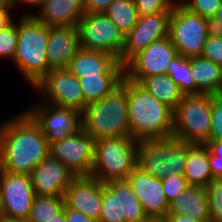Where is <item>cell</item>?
<instances>
[{"mask_svg": "<svg viewBox=\"0 0 222 222\" xmlns=\"http://www.w3.org/2000/svg\"><path fill=\"white\" fill-rule=\"evenodd\" d=\"M104 185L91 176H77L64 193V205L98 222Z\"/></svg>", "mask_w": 222, "mask_h": 222, "instance_id": "cell-16", "label": "cell"}, {"mask_svg": "<svg viewBox=\"0 0 222 222\" xmlns=\"http://www.w3.org/2000/svg\"><path fill=\"white\" fill-rule=\"evenodd\" d=\"M212 31L210 20L189 11L177 1L171 10L168 37L179 55L186 58L201 56Z\"/></svg>", "mask_w": 222, "mask_h": 222, "instance_id": "cell-8", "label": "cell"}, {"mask_svg": "<svg viewBox=\"0 0 222 222\" xmlns=\"http://www.w3.org/2000/svg\"><path fill=\"white\" fill-rule=\"evenodd\" d=\"M79 49L77 25L48 27L46 55L50 69L67 68Z\"/></svg>", "mask_w": 222, "mask_h": 222, "instance_id": "cell-19", "label": "cell"}, {"mask_svg": "<svg viewBox=\"0 0 222 222\" xmlns=\"http://www.w3.org/2000/svg\"><path fill=\"white\" fill-rule=\"evenodd\" d=\"M201 56L222 66V34L212 31L203 47Z\"/></svg>", "mask_w": 222, "mask_h": 222, "instance_id": "cell-36", "label": "cell"}, {"mask_svg": "<svg viewBox=\"0 0 222 222\" xmlns=\"http://www.w3.org/2000/svg\"><path fill=\"white\" fill-rule=\"evenodd\" d=\"M183 175L189 185L204 188L214 179L209 165V149L205 144H193L187 150Z\"/></svg>", "mask_w": 222, "mask_h": 222, "instance_id": "cell-24", "label": "cell"}, {"mask_svg": "<svg viewBox=\"0 0 222 222\" xmlns=\"http://www.w3.org/2000/svg\"><path fill=\"white\" fill-rule=\"evenodd\" d=\"M13 8V0H0V9Z\"/></svg>", "mask_w": 222, "mask_h": 222, "instance_id": "cell-49", "label": "cell"}, {"mask_svg": "<svg viewBox=\"0 0 222 222\" xmlns=\"http://www.w3.org/2000/svg\"><path fill=\"white\" fill-rule=\"evenodd\" d=\"M177 55L169 37L152 42L124 65V77L139 83L147 76L167 74L169 64Z\"/></svg>", "mask_w": 222, "mask_h": 222, "instance_id": "cell-12", "label": "cell"}, {"mask_svg": "<svg viewBox=\"0 0 222 222\" xmlns=\"http://www.w3.org/2000/svg\"><path fill=\"white\" fill-rule=\"evenodd\" d=\"M220 100H222V87L220 88L219 92L216 95Z\"/></svg>", "mask_w": 222, "mask_h": 222, "instance_id": "cell-51", "label": "cell"}, {"mask_svg": "<svg viewBox=\"0 0 222 222\" xmlns=\"http://www.w3.org/2000/svg\"><path fill=\"white\" fill-rule=\"evenodd\" d=\"M104 14L126 34L132 30L139 19L134 0H113Z\"/></svg>", "mask_w": 222, "mask_h": 222, "instance_id": "cell-27", "label": "cell"}, {"mask_svg": "<svg viewBox=\"0 0 222 222\" xmlns=\"http://www.w3.org/2000/svg\"><path fill=\"white\" fill-rule=\"evenodd\" d=\"M64 208L63 196L35 195L28 222H46L53 219Z\"/></svg>", "mask_w": 222, "mask_h": 222, "instance_id": "cell-29", "label": "cell"}, {"mask_svg": "<svg viewBox=\"0 0 222 222\" xmlns=\"http://www.w3.org/2000/svg\"><path fill=\"white\" fill-rule=\"evenodd\" d=\"M209 165L213 178H222V157H216L209 152Z\"/></svg>", "mask_w": 222, "mask_h": 222, "instance_id": "cell-41", "label": "cell"}, {"mask_svg": "<svg viewBox=\"0 0 222 222\" xmlns=\"http://www.w3.org/2000/svg\"><path fill=\"white\" fill-rule=\"evenodd\" d=\"M190 69L197 94L217 95L222 87V66L202 56L190 58Z\"/></svg>", "mask_w": 222, "mask_h": 222, "instance_id": "cell-23", "label": "cell"}, {"mask_svg": "<svg viewBox=\"0 0 222 222\" xmlns=\"http://www.w3.org/2000/svg\"><path fill=\"white\" fill-rule=\"evenodd\" d=\"M2 215L1 199H0V216Z\"/></svg>", "mask_w": 222, "mask_h": 222, "instance_id": "cell-52", "label": "cell"}, {"mask_svg": "<svg viewBox=\"0 0 222 222\" xmlns=\"http://www.w3.org/2000/svg\"><path fill=\"white\" fill-rule=\"evenodd\" d=\"M139 16L171 12L175 0H134Z\"/></svg>", "mask_w": 222, "mask_h": 222, "instance_id": "cell-35", "label": "cell"}, {"mask_svg": "<svg viewBox=\"0 0 222 222\" xmlns=\"http://www.w3.org/2000/svg\"><path fill=\"white\" fill-rule=\"evenodd\" d=\"M189 11L210 21L217 14L221 0H178Z\"/></svg>", "mask_w": 222, "mask_h": 222, "instance_id": "cell-34", "label": "cell"}, {"mask_svg": "<svg viewBox=\"0 0 222 222\" xmlns=\"http://www.w3.org/2000/svg\"><path fill=\"white\" fill-rule=\"evenodd\" d=\"M98 222H125V218H121L120 180L106 182L103 186Z\"/></svg>", "mask_w": 222, "mask_h": 222, "instance_id": "cell-28", "label": "cell"}, {"mask_svg": "<svg viewBox=\"0 0 222 222\" xmlns=\"http://www.w3.org/2000/svg\"><path fill=\"white\" fill-rule=\"evenodd\" d=\"M123 77L124 74L79 77L78 81L84 96V108L87 104L97 102L110 94L121 84Z\"/></svg>", "mask_w": 222, "mask_h": 222, "instance_id": "cell-26", "label": "cell"}, {"mask_svg": "<svg viewBox=\"0 0 222 222\" xmlns=\"http://www.w3.org/2000/svg\"><path fill=\"white\" fill-rule=\"evenodd\" d=\"M167 74L183 94H197L196 84L191 76L190 58L178 54L169 64Z\"/></svg>", "mask_w": 222, "mask_h": 222, "instance_id": "cell-31", "label": "cell"}, {"mask_svg": "<svg viewBox=\"0 0 222 222\" xmlns=\"http://www.w3.org/2000/svg\"><path fill=\"white\" fill-rule=\"evenodd\" d=\"M205 146L209 149L211 155L222 157V140L207 141Z\"/></svg>", "mask_w": 222, "mask_h": 222, "instance_id": "cell-42", "label": "cell"}, {"mask_svg": "<svg viewBox=\"0 0 222 222\" xmlns=\"http://www.w3.org/2000/svg\"><path fill=\"white\" fill-rule=\"evenodd\" d=\"M128 114L130 137L138 142L173 136V110L129 79Z\"/></svg>", "mask_w": 222, "mask_h": 222, "instance_id": "cell-2", "label": "cell"}, {"mask_svg": "<svg viewBox=\"0 0 222 222\" xmlns=\"http://www.w3.org/2000/svg\"><path fill=\"white\" fill-rule=\"evenodd\" d=\"M210 94H184L173 110V136L190 144H205L210 138Z\"/></svg>", "mask_w": 222, "mask_h": 222, "instance_id": "cell-7", "label": "cell"}, {"mask_svg": "<svg viewBox=\"0 0 222 222\" xmlns=\"http://www.w3.org/2000/svg\"><path fill=\"white\" fill-rule=\"evenodd\" d=\"M204 187L188 185L171 203L168 214L187 215L201 222H210Z\"/></svg>", "mask_w": 222, "mask_h": 222, "instance_id": "cell-22", "label": "cell"}, {"mask_svg": "<svg viewBox=\"0 0 222 222\" xmlns=\"http://www.w3.org/2000/svg\"><path fill=\"white\" fill-rule=\"evenodd\" d=\"M138 144L139 142L130 136L95 141L90 176L102 183L126 180L137 167Z\"/></svg>", "mask_w": 222, "mask_h": 222, "instance_id": "cell-5", "label": "cell"}, {"mask_svg": "<svg viewBox=\"0 0 222 222\" xmlns=\"http://www.w3.org/2000/svg\"><path fill=\"white\" fill-rule=\"evenodd\" d=\"M33 87L44 95L41 96L43 102L80 112L84 110V96L78 78L66 68L50 69Z\"/></svg>", "mask_w": 222, "mask_h": 222, "instance_id": "cell-11", "label": "cell"}, {"mask_svg": "<svg viewBox=\"0 0 222 222\" xmlns=\"http://www.w3.org/2000/svg\"><path fill=\"white\" fill-rule=\"evenodd\" d=\"M77 78L98 74H124V66L112 54L80 48L66 68Z\"/></svg>", "mask_w": 222, "mask_h": 222, "instance_id": "cell-20", "label": "cell"}, {"mask_svg": "<svg viewBox=\"0 0 222 222\" xmlns=\"http://www.w3.org/2000/svg\"><path fill=\"white\" fill-rule=\"evenodd\" d=\"M170 15L171 12H161L139 16L136 25L126 34V43L118 61L124 66L152 42L168 37Z\"/></svg>", "mask_w": 222, "mask_h": 222, "instance_id": "cell-15", "label": "cell"}, {"mask_svg": "<svg viewBox=\"0 0 222 222\" xmlns=\"http://www.w3.org/2000/svg\"><path fill=\"white\" fill-rule=\"evenodd\" d=\"M120 206L121 218H125V222H144L148 219L127 179L120 180Z\"/></svg>", "mask_w": 222, "mask_h": 222, "instance_id": "cell-30", "label": "cell"}, {"mask_svg": "<svg viewBox=\"0 0 222 222\" xmlns=\"http://www.w3.org/2000/svg\"><path fill=\"white\" fill-rule=\"evenodd\" d=\"M14 22L10 9H0V30L7 28Z\"/></svg>", "mask_w": 222, "mask_h": 222, "instance_id": "cell-43", "label": "cell"}, {"mask_svg": "<svg viewBox=\"0 0 222 222\" xmlns=\"http://www.w3.org/2000/svg\"><path fill=\"white\" fill-rule=\"evenodd\" d=\"M113 0H83L84 13H104Z\"/></svg>", "mask_w": 222, "mask_h": 222, "instance_id": "cell-39", "label": "cell"}, {"mask_svg": "<svg viewBox=\"0 0 222 222\" xmlns=\"http://www.w3.org/2000/svg\"><path fill=\"white\" fill-rule=\"evenodd\" d=\"M144 222H166V220L164 218H148Z\"/></svg>", "mask_w": 222, "mask_h": 222, "instance_id": "cell-50", "label": "cell"}, {"mask_svg": "<svg viewBox=\"0 0 222 222\" xmlns=\"http://www.w3.org/2000/svg\"><path fill=\"white\" fill-rule=\"evenodd\" d=\"M35 197L30 175L0 170L2 214L27 220Z\"/></svg>", "mask_w": 222, "mask_h": 222, "instance_id": "cell-14", "label": "cell"}, {"mask_svg": "<svg viewBox=\"0 0 222 222\" xmlns=\"http://www.w3.org/2000/svg\"><path fill=\"white\" fill-rule=\"evenodd\" d=\"M192 145L174 137L140 141L137 151V168L159 179L170 174H183L187 150Z\"/></svg>", "mask_w": 222, "mask_h": 222, "instance_id": "cell-6", "label": "cell"}, {"mask_svg": "<svg viewBox=\"0 0 222 222\" xmlns=\"http://www.w3.org/2000/svg\"><path fill=\"white\" fill-rule=\"evenodd\" d=\"M63 210L65 211L66 222H97L87 217L82 212L69 209L65 205H64Z\"/></svg>", "mask_w": 222, "mask_h": 222, "instance_id": "cell-40", "label": "cell"}, {"mask_svg": "<svg viewBox=\"0 0 222 222\" xmlns=\"http://www.w3.org/2000/svg\"><path fill=\"white\" fill-rule=\"evenodd\" d=\"M13 64L33 87L50 70L46 55L48 26L34 16H21Z\"/></svg>", "mask_w": 222, "mask_h": 222, "instance_id": "cell-4", "label": "cell"}, {"mask_svg": "<svg viewBox=\"0 0 222 222\" xmlns=\"http://www.w3.org/2000/svg\"><path fill=\"white\" fill-rule=\"evenodd\" d=\"M23 3V4H27V5H31V6H37L40 8L42 7L44 0H13V7H16V5L18 6V3Z\"/></svg>", "mask_w": 222, "mask_h": 222, "instance_id": "cell-46", "label": "cell"}, {"mask_svg": "<svg viewBox=\"0 0 222 222\" xmlns=\"http://www.w3.org/2000/svg\"><path fill=\"white\" fill-rule=\"evenodd\" d=\"M0 222H28L27 220L20 219V218H15V217H10L2 214L0 216Z\"/></svg>", "mask_w": 222, "mask_h": 222, "instance_id": "cell-47", "label": "cell"}, {"mask_svg": "<svg viewBox=\"0 0 222 222\" xmlns=\"http://www.w3.org/2000/svg\"><path fill=\"white\" fill-rule=\"evenodd\" d=\"M161 182L169 204L189 185L183 174H170L162 178Z\"/></svg>", "mask_w": 222, "mask_h": 222, "instance_id": "cell-37", "label": "cell"}, {"mask_svg": "<svg viewBox=\"0 0 222 222\" xmlns=\"http://www.w3.org/2000/svg\"><path fill=\"white\" fill-rule=\"evenodd\" d=\"M127 181L148 218H164L169 213L170 204L165 197L161 179L136 167L128 175Z\"/></svg>", "mask_w": 222, "mask_h": 222, "instance_id": "cell-17", "label": "cell"}, {"mask_svg": "<svg viewBox=\"0 0 222 222\" xmlns=\"http://www.w3.org/2000/svg\"><path fill=\"white\" fill-rule=\"evenodd\" d=\"M212 30L222 34V0L218 8L217 14L211 21Z\"/></svg>", "mask_w": 222, "mask_h": 222, "instance_id": "cell-44", "label": "cell"}, {"mask_svg": "<svg viewBox=\"0 0 222 222\" xmlns=\"http://www.w3.org/2000/svg\"><path fill=\"white\" fill-rule=\"evenodd\" d=\"M138 84L159 102L166 104L172 110L176 108L184 96L179 86L176 85L168 74L147 76Z\"/></svg>", "mask_w": 222, "mask_h": 222, "instance_id": "cell-25", "label": "cell"}, {"mask_svg": "<svg viewBox=\"0 0 222 222\" xmlns=\"http://www.w3.org/2000/svg\"><path fill=\"white\" fill-rule=\"evenodd\" d=\"M40 126L26 112L0 123V170L30 175L49 154Z\"/></svg>", "mask_w": 222, "mask_h": 222, "instance_id": "cell-1", "label": "cell"}, {"mask_svg": "<svg viewBox=\"0 0 222 222\" xmlns=\"http://www.w3.org/2000/svg\"><path fill=\"white\" fill-rule=\"evenodd\" d=\"M76 177L68 167L50 155L30 174L35 195L45 196H64Z\"/></svg>", "mask_w": 222, "mask_h": 222, "instance_id": "cell-18", "label": "cell"}, {"mask_svg": "<svg viewBox=\"0 0 222 222\" xmlns=\"http://www.w3.org/2000/svg\"><path fill=\"white\" fill-rule=\"evenodd\" d=\"M164 219L166 222H201L187 215L167 214Z\"/></svg>", "mask_w": 222, "mask_h": 222, "instance_id": "cell-45", "label": "cell"}, {"mask_svg": "<svg viewBox=\"0 0 222 222\" xmlns=\"http://www.w3.org/2000/svg\"><path fill=\"white\" fill-rule=\"evenodd\" d=\"M82 129L95 141L130 136L128 79L103 99L87 104L81 112Z\"/></svg>", "mask_w": 222, "mask_h": 222, "instance_id": "cell-3", "label": "cell"}, {"mask_svg": "<svg viewBox=\"0 0 222 222\" xmlns=\"http://www.w3.org/2000/svg\"><path fill=\"white\" fill-rule=\"evenodd\" d=\"M83 14V0H44L36 14L24 12L20 16H34L48 27H53L77 25Z\"/></svg>", "mask_w": 222, "mask_h": 222, "instance_id": "cell-21", "label": "cell"}, {"mask_svg": "<svg viewBox=\"0 0 222 222\" xmlns=\"http://www.w3.org/2000/svg\"><path fill=\"white\" fill-rule=\"evenodd\" d=\"M18 41V23L15 21L7 28L0 30V58L13 61Z\"/></svg>", "mask_w": 222, "mask_h": 222, "instance_id": "cell-33", "label": "cell"}, {"mask_svg": "<svg viewBox=\"0 0 222 222\" xmlns=\"http://www.w3.org/2000/svg\"><path fill=\"white\" fill-rule=\"evenodd\" d=\"M210 222H222V178H214L205 187Z\"/></svg>", "mask_w": 222, "mask_h": 222, "instance_id": "cell-32", "label": "cell"}, {"mask_svg": "<svg viewBox=\"0 0 222 222\" xmlns=\"http://www.w3.org/2000/svg\"><path fill=\"white\" fill-rule=\"evenodd\" d=\"M95 140L80 129L68 138L50 144L49 154L76 176H90L94 162Z\"/></svg>", "mask_w": 222, "mask_h": 222, "instance_id": "cell-13", "label": "cell"}, {"mask_svg": "<svg viewBox=\"0 0 222 222\" xmlns=\"http://www.w3.org/2000/svg\"><path fill=\"white\" fill-rule=\"evenodd\" d=\"M46 222H66L65 211L62 210L58 215Z\"/></svg>", "mask_w": 222, "mask_h": 222, "instance_id": "cell-48", "label": "cell"}, {"mask_svg": "<svg viewBox=\"0 0 222 222\" xmlns=\"http://www.w3.org/2000/svg\"><path fill=\"white\" fill-rule=\"evenodd\" d=\"M40 126L49 145L82 129L81 112L39 101L25 110Z\"/></svg>", "mask_w": 222, "mask_h": 222, "instance_id": "cell-10", "label": "cell"}, {"mask_svg": "<svg viewBox=\"0 0 222 222\" xmlns=\"http://www.w3.org/2000/svg\"><path fill=\"white\" fill-rule=\"evenodd\" d=\"M77 27L80 48L106 52L119 60L126 43V33L104 13H84Z\"/></svg>", "mask_w": 222, "mask_h": 222, "instance_id": "cell-9", "label": "cell"}, {"mask_svg": "<svg viewBox=\"0 0 222 222\" xmlns=\"http://www.w3.org/2000/svg\"><path fill=\"white\" fill-rule=\"evenodd\" d=\"M211 129L210 138L212 140H222V100L216 95L211 99Z\"/></svg>", "mask_w": 222, "mask_h": 222, "instance_id": "cell-38", "label": "cell"}]
</instances>
